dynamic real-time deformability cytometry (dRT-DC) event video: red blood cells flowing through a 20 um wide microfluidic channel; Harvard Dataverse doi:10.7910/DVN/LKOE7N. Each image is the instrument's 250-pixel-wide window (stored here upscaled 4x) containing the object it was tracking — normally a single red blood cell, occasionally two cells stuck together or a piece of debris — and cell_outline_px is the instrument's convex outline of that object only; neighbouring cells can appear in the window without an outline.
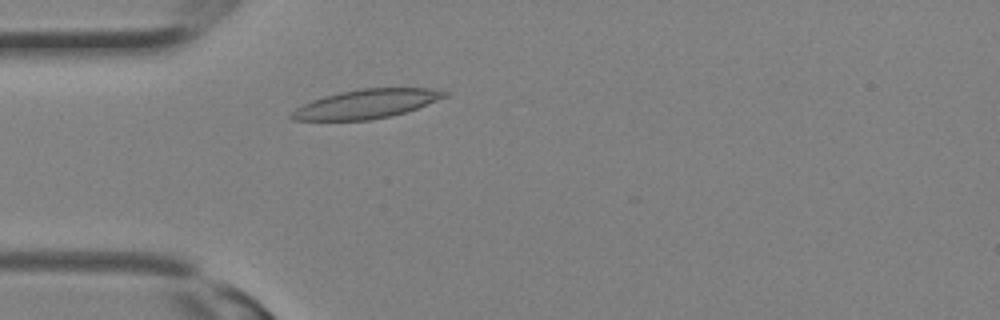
{"species": "Egyptian fruit bat (a non-hibernating species)", "species_latin": "Rousettus aegyptiacus", "temperature_condition": "room temperature", "stored_images_in_passage": 11, "camera_frame_rate_fps": 3000, "um_per_image_px": 0.085, "animal": {"sex": "female"}, "frame": {"image": 1, "passage_image": 5, "time_ms": 1.333, "image_size_px": [1000, 320], "cell_outline_px": [[448, 96], [416, 108], [404, 112], [388, 116], [368, 120], [292, 120], [288, 116], [296, 108], [312, 100], [324, 96], [340, 92], [360, 88], [444, 88], [448, 92]], "centroid_in_image_um": [31.17, 8.81], "position_along_channel_um": 53.8, "area_um2": 25.78}}
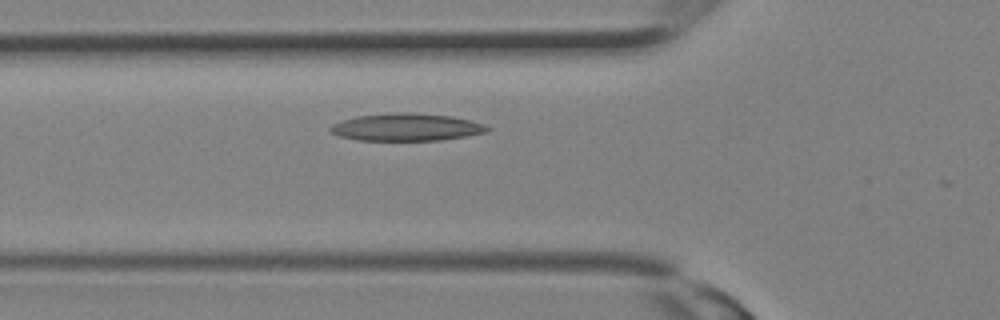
{"frame": {"image": 2, "passage_image": 7, "time_ms": 2.0, "image_size_px": [1000, 320], "cell_outline_px": [[492, 128], [488, 132], [440, 140], [360, 140], [340, 136], [332, 132], [328, 128], [332, 124], [356, 116], [392, 112], [412, 112], [452, 116], [484, 124]], "centroid_in_image_um": [34.56, 10.8], "position_along_channel_um": 91.2, "area_um2": 25.03}}
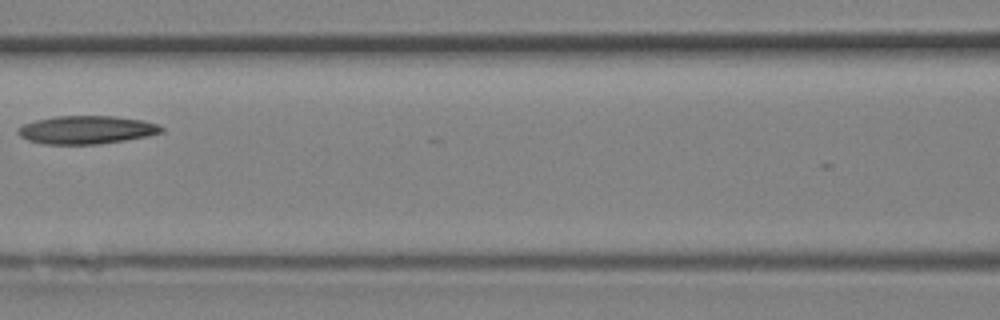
{"frame": {"image": 3, "passage_image": 10, "time_ms": 3.0, "image_size_px": [1000, 320], "cell_outline_px": [[164, 132], [148, 136], [124, 140], [96, 144], [44, 144], [28, 140], [20, 136], [16, 132], [16, 128], [24, 124], [36, 120], [56, 116], [112, 116], [144, 120], [156, 124], [164, 128]], "centroid_in_image_um": [7.34, 11.03], "position_along_channel_um": 159.3, "area_um2": 23.52}}